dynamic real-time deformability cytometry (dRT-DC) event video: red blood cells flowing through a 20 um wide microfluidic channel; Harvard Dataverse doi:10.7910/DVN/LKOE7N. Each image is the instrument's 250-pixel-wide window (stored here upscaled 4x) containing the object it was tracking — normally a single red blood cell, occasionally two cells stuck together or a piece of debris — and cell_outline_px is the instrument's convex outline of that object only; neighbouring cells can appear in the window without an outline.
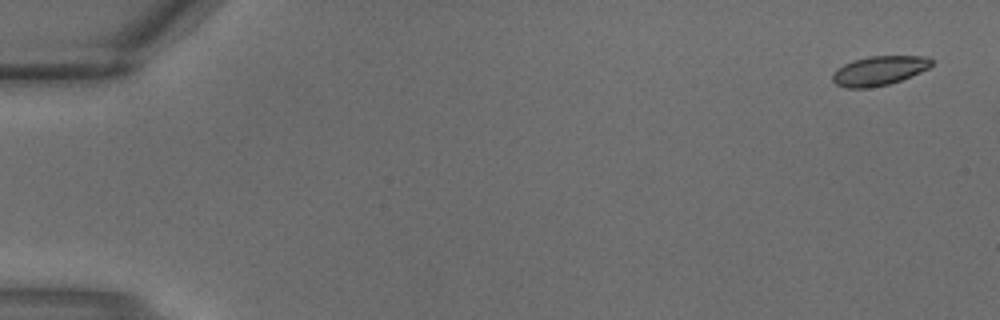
{"species": "common noctule bat (a hibernating species)", "species_latin": "Nyctalus noctula", "temperature_condition": "warm", "stored_images_in_passage": 3, "camera_frame_rate_fps": 3000, "um_per_image_px": 0.085, "animal": {"sex": "male", "body_mass_g": 18.8}, "frame": {"image": 1, "passage_image": 1, "time_ms": 0.0, "image_size_px": [1000, 320], "cell_outline_px": [[932, 64], [928, 68], [920, 72], [900, 80], [888, 84], [868, 88], [848, 88], [836, 84], [832, 80], [832, 72], [836, 68], [852, 60], [868, 56], [928, 56], [932, 60]], "centroid_in_image_um": [74.68, 6.0], "position_along_channel_um": 10.3, "area_um2": 16.94}}
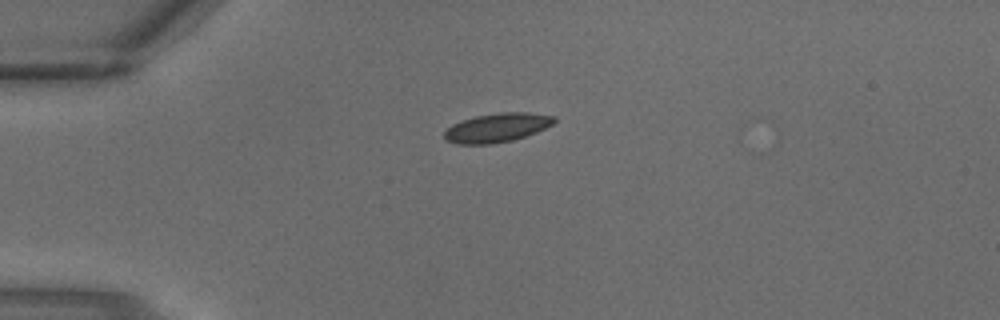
{"frame": {"image": 2, "passage_image": 2, "time_ms": 0.333, "image_size_px": [1000, 320], "cell_outline_px": [[556, 120], [552, 124], [536, 132], [512, 140], [492, 144], [456, 144], [448, 140], [444, 136], [444, 132], [452, 124], [476, 116], [500, 112], [528, 112], [556, 116]], "centroid_in_image_um": [42.26, 10.85], "position_along_channel_um": 42.7, "area_um2": 18.38}}
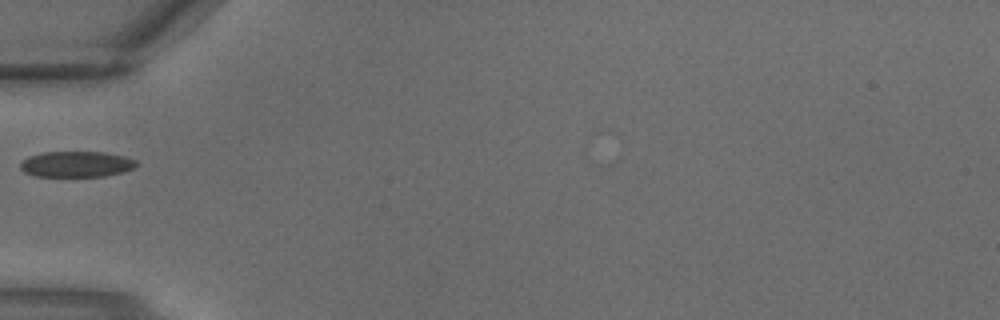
{"frame": {"image": 3, "passage_image": 3, "time_ms": 0.667, "image_size_px": [1000, 320], "cell_outline_px": [[136, 164], [132, 168], [124, 172], [104, 176], [32, 176], [24, 172], [20, 168], [20, 160], [28, 156], [44, 152], [104, 152], [124, 156], [136, 160]], "centroid_in_image_um": [6.44, 13.95], "position_along_channel_um": 78.6, "area_um2": 17.51}}